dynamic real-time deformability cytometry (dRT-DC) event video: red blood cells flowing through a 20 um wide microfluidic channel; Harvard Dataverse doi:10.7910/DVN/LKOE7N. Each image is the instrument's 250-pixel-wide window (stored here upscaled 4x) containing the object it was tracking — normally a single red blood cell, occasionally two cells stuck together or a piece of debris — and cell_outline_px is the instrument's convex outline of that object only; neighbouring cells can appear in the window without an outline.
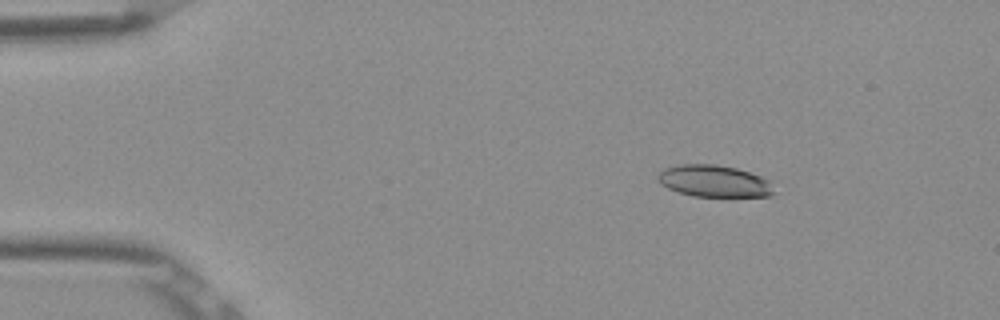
{"species": "Egyptian fruit bat (a non-hibernating species)", "species_latin": "Rousettus aegyptiacus", "temperature_condition": "room temperature", "stored_images_in_passage": 4, "camera_frame_rate_fps": 3000, "um_per_image_px": 0.085, "frame": {"image": 1, "passage_image": 2, "time_ms": 0.333, "image_size_px": [1000, 320], "cell_outline_px": [[772, 196], [692, 196], [676, 192], [660, 184], [656, 180], [656, 176], [664, 168], [680, 164], [716, 164], [736, 168], [760, 176], [768, 180], [772, 192]], "centroid_in_image_um": [60.61, 15.39], "position_along_channel_um": 24.4, "area_um2": 21.44}}